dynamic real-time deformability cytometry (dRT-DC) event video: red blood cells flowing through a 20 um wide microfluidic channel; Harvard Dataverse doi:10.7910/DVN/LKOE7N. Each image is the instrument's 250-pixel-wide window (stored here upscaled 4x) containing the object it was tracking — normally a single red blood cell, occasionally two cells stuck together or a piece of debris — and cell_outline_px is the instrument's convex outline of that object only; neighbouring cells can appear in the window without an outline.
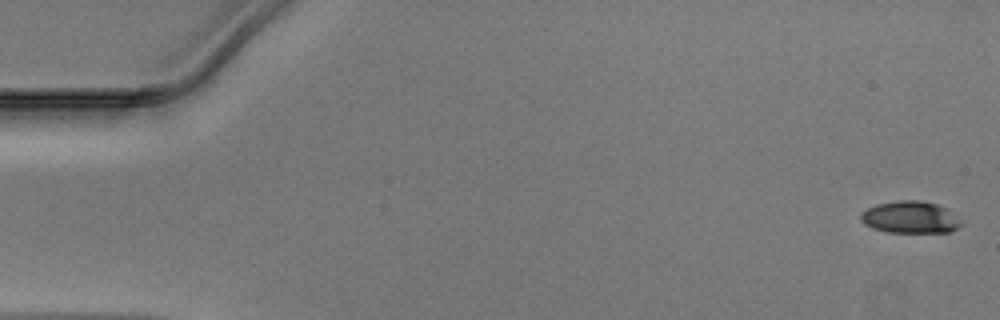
{"species": "Egyptian fruit bat (a non-hibernating species)", "species_latin": "Rousettus aegyptiacus", "temperature_condition": "warm", "stored_images_in_passage": 13, "camera_frame_rate_fps": 3000, "um_per_image_px": 0.085, "animal": {"sex": "male"}, "frame": {"image": 1, "passage_image": 1, "time_ms": 0.0, "image_size_px": [1000, 320], "cell_outline_px": [[964, 224], [960, 228], [948, 232], [888, 232], [872, 228], [864, 224], [860, 220], [860, 212], [876, 204], [896, 200], [920, 200], [936, 204], [948, 208]], "centroid_in_image_um": [77.38, 18.46], "position_along_channel_um": 7.6, "area_um2": 19.02}}